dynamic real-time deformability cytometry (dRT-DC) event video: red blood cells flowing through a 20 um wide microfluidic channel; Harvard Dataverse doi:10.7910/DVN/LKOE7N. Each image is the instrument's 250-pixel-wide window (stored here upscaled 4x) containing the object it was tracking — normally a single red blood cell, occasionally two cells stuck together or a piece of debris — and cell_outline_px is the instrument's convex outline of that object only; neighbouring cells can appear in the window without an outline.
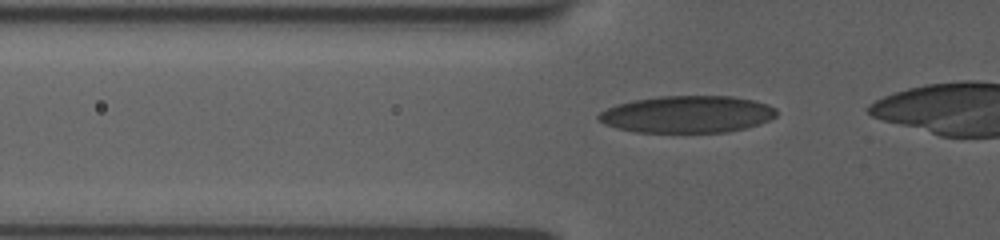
{"species": "human", "species_latin": "Homo sapiens", "temperature_condition": "room temperature", "stored_images_in_passage": 32, "camera_frame_rate_fps": 3000, "um_per_image_px": 0.085, "donor": {"sex": "female"}, "frame": {"image": 1, "passage_image": 3, "time_ms": 0.667, "image_size_px": [1000, 240], "cell_outline_px": [[776, 116], [760, 124], [728, 132], [636, 132], [616, 128], [604, 124], [596, 116], [600, 112], [616, 104], [632, 100], [660, 96], [732, 96], [752, 100], [768, 104], [776, 108]], "centroid_in_image_um": [58.4, 9.71], "position_along_channel_um": 67.4, "area_um2": 38.44}}
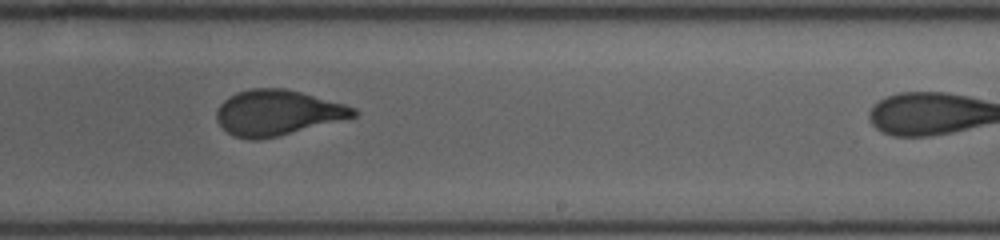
{"frame": {"image": 2, "passage_image": 19, "time_ms": 6.0, "image_size_px": [1000, 240], "cell_outline_px": [[360, 112], [356, 116], [276, 136], [256, 140], [248, 140], [232, 136], [216, 120], [216, 112], [220, 104], [224, 100], [236, 92], [252, 88], [284, 88], [300, 92], [344, 104], [356, 108]], "centroid_in_image_um": [23.55, 9.57], "position_along_channel_um": 265.5, "area_um2": 35.84}}
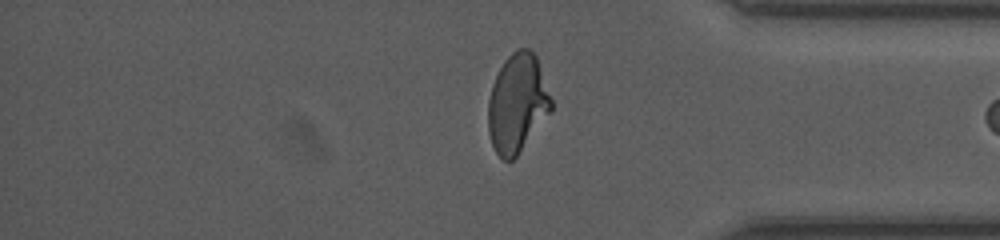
{"frame": {"image": 3, "passage_image": 30, "time_ms": 9.667, "image_size_px": [1000, 240], "cell_outline_px": [[552, 108], [516, 156], [512, 160], [504, 160], [496, 152], [492, 144], [488, 132], [488, 100], [492, 84], [504, 60], [516, 48], [528, 48], [536, 56], [552, 100]], "centroid_in_image_um": [43.95, 8.75], "position_along_channel_um": 391.3, "area_um2": 35.66}}